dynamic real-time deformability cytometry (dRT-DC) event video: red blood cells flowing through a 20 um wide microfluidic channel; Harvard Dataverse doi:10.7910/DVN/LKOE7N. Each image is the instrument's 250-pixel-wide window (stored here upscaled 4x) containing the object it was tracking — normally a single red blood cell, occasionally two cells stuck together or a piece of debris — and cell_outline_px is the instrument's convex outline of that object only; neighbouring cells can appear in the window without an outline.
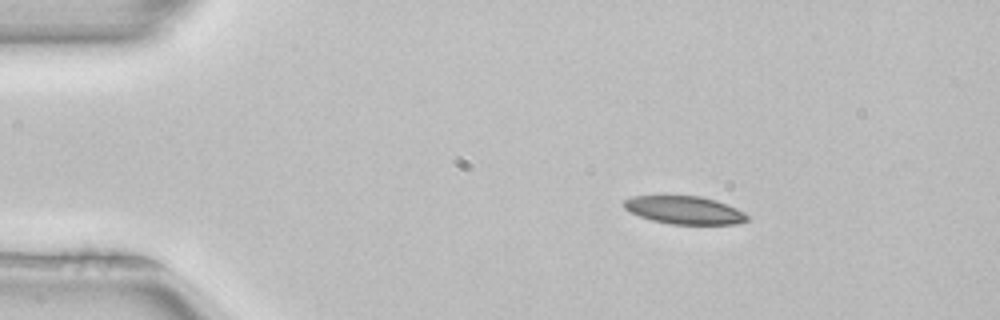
{"species": "common noctule bat (a hibernating species)", "species_latin": "Nyctalus noctula", "temperature_condition": "room temperature", "stored_images_in_passage": 5, "camera_frame_rate_fps": 3000, "um_per_image_px": 0.085, "animal": {"sex": "female", "body_mass_g": 22.7, "forearm_length_mm": 54.2}, "frame": {"image": 1, "passage_image": 2, "time_ms": 0.333, "image_size_px": [1000, 320], "cell_outline_px": [[748, 220], [736, 224], [672, 224], [652, 220], [640, 216], [624, 208], [624, 200], [632, 196], [700, 196], [716, 200], [736, 208], [744, 212], [748, 216]], "centroid_in_image_um": [58.19, 17.86], "position_along_channel_um": 26.8, "area_um2": 19.88}}